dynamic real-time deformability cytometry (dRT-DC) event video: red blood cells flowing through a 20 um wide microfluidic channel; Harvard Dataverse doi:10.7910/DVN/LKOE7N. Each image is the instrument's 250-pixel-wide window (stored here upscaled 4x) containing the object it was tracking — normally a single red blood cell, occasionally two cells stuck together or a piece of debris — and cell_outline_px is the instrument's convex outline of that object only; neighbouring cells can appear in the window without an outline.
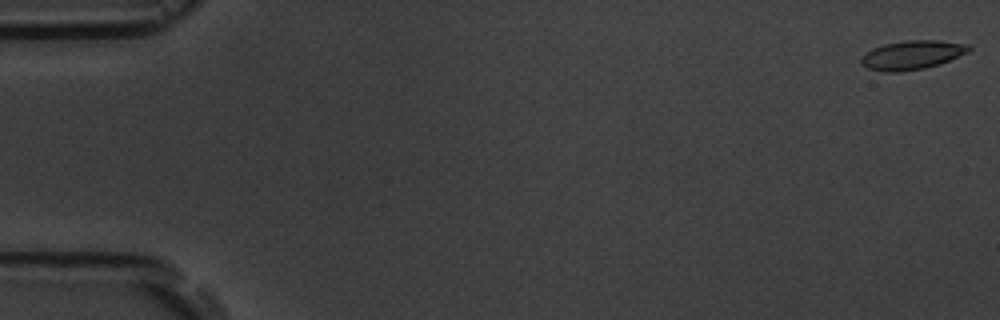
{"species": "common noctule bat (a hibernating species)", "species_latin": "Nyctalus noctula", "temperature_condition": "room temperature", "stored_images_in_passage": 7, "camera_frame_rate_fps": 3000, "um_per_image_px": 0.085, "animal": {"sex": "male", "body_mass_g": 19.5, "forearm_length_mm": 54.6}, "frame": {"image": 1, "passage_image": 1, "time_ms": 0.0, "image_size_px": [1000, 320], "cell_outline_px": [[972, 48], [968, 52], [940, 64], [924, 68], [900, 72], [884, 72], [868, 68], [860, 64], [860, 60], [872, 48], [884, 44], [908, 40], [940, 40], [968, 44]], "centroid_in_image_um": [77.54, 4.67], "position_along_channel_um": 7.5, "area_um2": 18.15}}
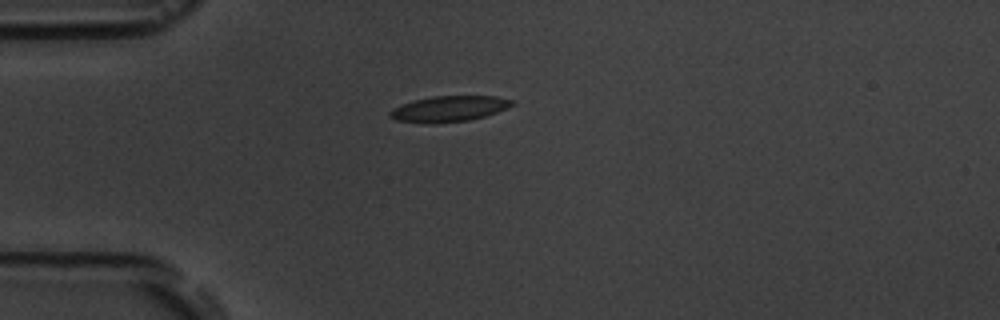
{"frame": {"image": 2, "passage_image": 5, "time_ms": 4.667, "image_size_px": [1000, 320], "cell_outline_px": [[516, 104], [508, 108], [484, 116], [468, 120], [432, 124], [396, 120], [388, 116], [388, 112], [392, 108], [416, 100], [432, 96], [496, 96], [512, 100]], "centroid_in_image_um": [38.17, 9.25], "position_along_channel_um": 46.8, "area_um2": 18.26}}
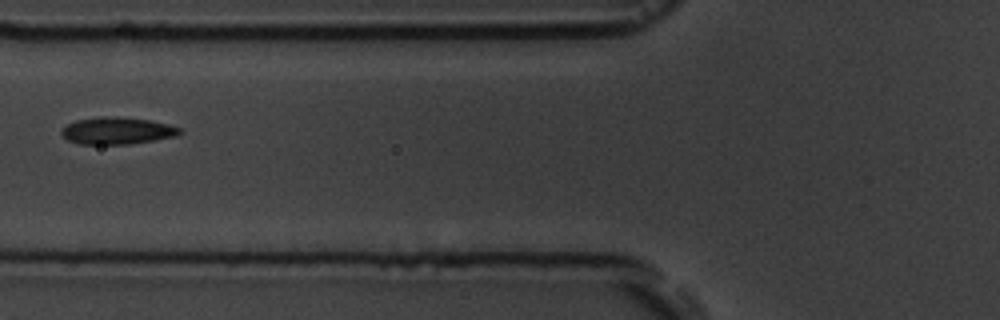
{"frame": {"image": 3, "passage_image": 7, "time_ms": 7.0, "image_size_px": [1000, 320], "cell_outline_px": [[184, 132], [176, 136], [156, 140], [128, 144], [80, 144], [68, 140], [60, 132], [68, 124], [76, 120], [100, 116], [116, 116], [152, 120], [168, 124], [180, 128]], "centroid_in_image_um": [10.0, 11.1], "position_along_channel_um": 115.8, "area_um2": 18.73}}